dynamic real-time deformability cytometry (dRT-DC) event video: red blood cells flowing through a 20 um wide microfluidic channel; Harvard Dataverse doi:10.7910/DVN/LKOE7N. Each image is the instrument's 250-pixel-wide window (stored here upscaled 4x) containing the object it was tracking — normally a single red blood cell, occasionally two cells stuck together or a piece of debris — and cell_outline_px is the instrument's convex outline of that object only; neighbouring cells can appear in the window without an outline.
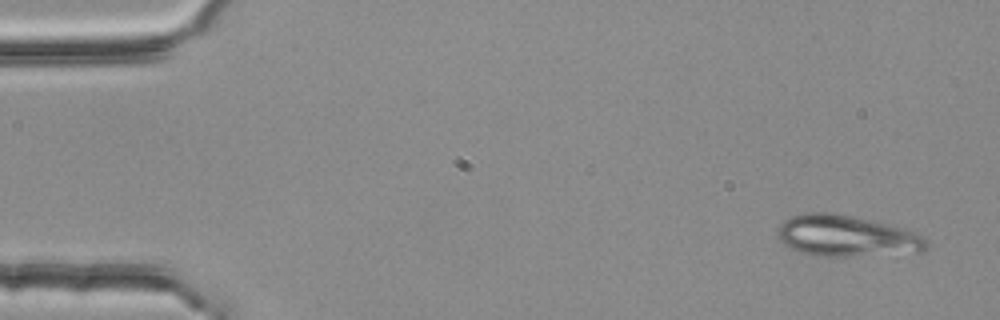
{"species": "common noctule bat (a hibernating species)", "species_latin": "Nyctalus noctula", "temperature_condition": "room temperature", "stored_images_in_passage": 5, "camera_frame_rate_fps": 3000, "um_per_image_px": 0.085, "animal": {"sex": "female", "body_mass_g": 25.1}, "frame": {"image": 1, "passage_image": 1, "time_ms": 0.0, "image_size_px": [1000, 320], "cell_outline_px": [[928, 248], [924, 252], [848, 256], [824, 256], [800, 252], [784, 244], [780, 240], [780, 224], [784, 220], [792, 216], [808, 212], [832, 212], [888, 224], [912, 232], [920, 236], [928, 244]], "centroid_in_image_um": [71.96, 20.06], "position_along_channel_um": 13.0, "area_um2": 35.14}}